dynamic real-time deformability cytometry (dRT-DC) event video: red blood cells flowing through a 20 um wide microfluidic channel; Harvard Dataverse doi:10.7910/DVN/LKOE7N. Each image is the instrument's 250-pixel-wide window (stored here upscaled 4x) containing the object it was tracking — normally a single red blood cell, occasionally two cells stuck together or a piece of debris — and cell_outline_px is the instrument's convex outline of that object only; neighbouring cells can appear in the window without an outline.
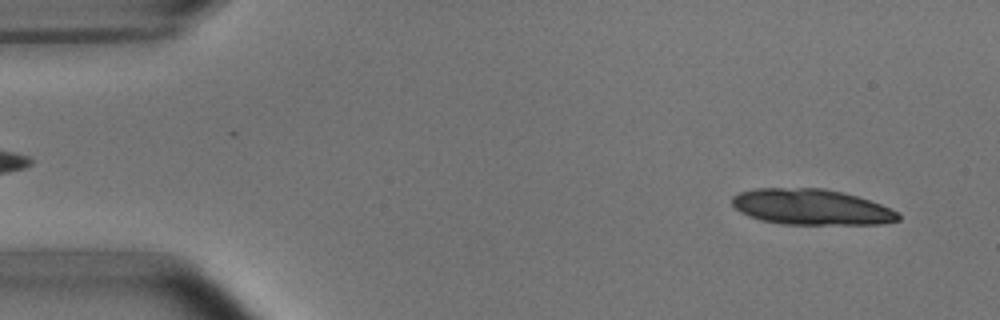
{"species": "common noctule bat (a hibernating species)", "species_latin": "Nyctalus noctula", "temperature_condition": "room temperature", "stored_images_in_passage": 19, "camera_frame_rate_fps": 3000, "um_per_image_px": 0.085, "animal": {"sex": "male", "body_mass_g": 15.6}, "frame": {"image": 1, "passage_image": 1, "time_ms": 0.0, "image_size_px": [1000, 320], "cell_outline_px": [[900, 220], [880, 224], [784, 224], [760, 220], [748, 216], [740, 212], [732, 204], [732, 196], [740, 192], [756, 188], [824, 188], [844, 192], [880, 204], [900, 212]], "centroid_in_image_um": [68.96, 17.59], "position_along_channel_um": 16.0, "area_um2": 34.68}}
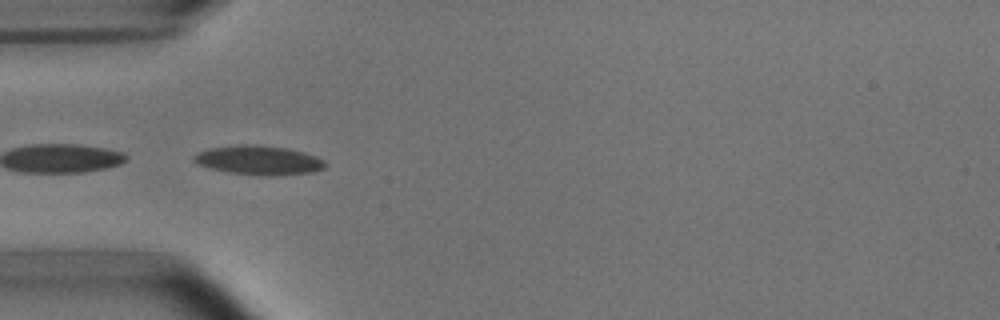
{"frame": {"image": 2, "passage_image": 13, "time_ms": 4.0, "image_size_px": [1000, 320], "cell_outline_px": [[328, 164], [324, 168], [312, 172], [280, 176], [260, 176], [228, 172], [208, 168], [196, 164], [192, 160], [192, 156], [196, 152], [208, 148], [236, 144], [260, 144], [288, 148], [304, 152], [316, 156], [324, 160]], "centroid_in_image_um": [21.96, 13.61], "position_along_channel_um": 63.0, "area_um2": 23.06}}